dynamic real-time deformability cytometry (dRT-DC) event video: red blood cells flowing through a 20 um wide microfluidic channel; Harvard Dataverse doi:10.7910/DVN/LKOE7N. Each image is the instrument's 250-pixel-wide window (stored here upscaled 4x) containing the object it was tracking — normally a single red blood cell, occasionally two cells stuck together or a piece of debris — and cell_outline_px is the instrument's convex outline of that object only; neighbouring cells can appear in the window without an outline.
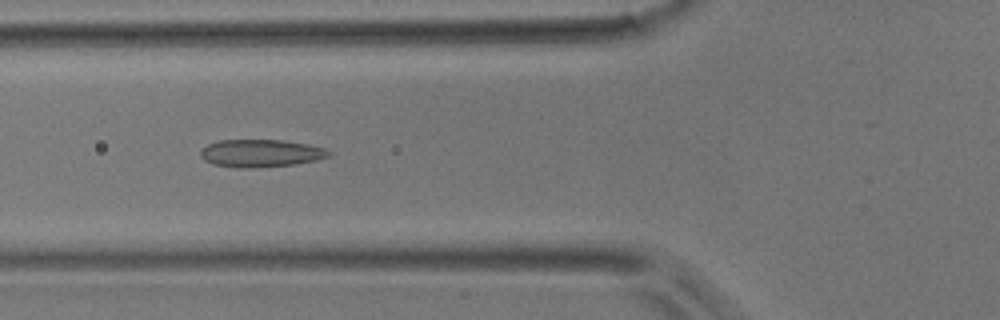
{"species": "common noctule bat (a hibernating species)", "species_latin": "Nyctalus noctula", "temperature_condition": "room temperature", "stored_images_in_passage": 49, "camera_frame_rate_fps": 3000, "um_per_image_px": 0.085, "animal": {"sex": "male", "body_mass_g": 17.9}, "frame": {"image": 1, "passage_image": 18, "time_ms": 5.667, "image_size_px": [1000, 320], "cell_outline_px": [[332, 152], [328, 156], [316, 160], [292, 164], [252, 168], [236, 168], [212, 164], [204, 160], [200, 156], [200, 148], [208, 144], [220, 140], [284, 140], [308, 144], [324, 148]], "centroid_in_image_um": [22.12, 13.02], "position_along_channel_um": 103.7, "area_um2": 20.69}}
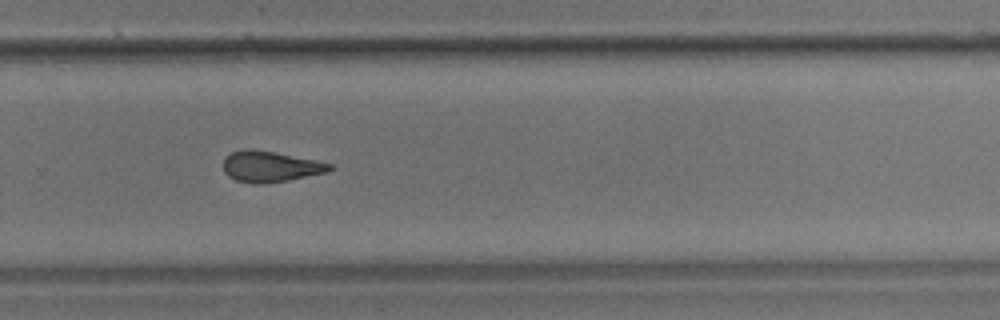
{"frame": {"image": 2, "passage_image": 33, "time_ms": 10.667, "image_size_px": [1000, 320], "cell_outline_px": [[336, 168], [328, 172], [268, 184], [252, 184], [236, 180], [228, 176], [224, 172], [224, 156], [232, 152], [244, 148], [248, 148], [272, 152], [316, 160], [332, 164]], "centroid_in_image_um": [22.98, 14.17], "position_along_channel_um": 306.8, "area_um2": 19.31}}
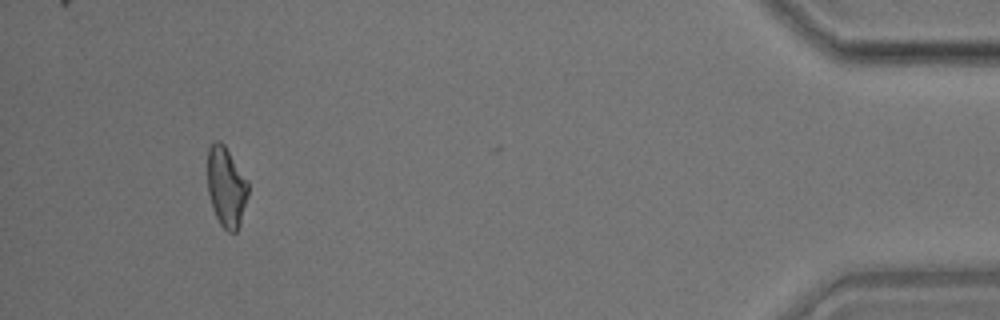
{"frame": {"image": 3, "passage_image": 46, "time_ms": 15.0, "image_size_px": [1000, 320], "cell_outline_px": [[248, 196], [240, 224], [236, 232], [228, 232], [220, 224], [212, 208], [208, 192], [208, 148], [216, 140], [220, 140], [224, 144], [248, 180]], "centroid_in_image_um": [19.24, 15.89], "position_along_channel_um": 416.0, "area_um2": 19.02}}